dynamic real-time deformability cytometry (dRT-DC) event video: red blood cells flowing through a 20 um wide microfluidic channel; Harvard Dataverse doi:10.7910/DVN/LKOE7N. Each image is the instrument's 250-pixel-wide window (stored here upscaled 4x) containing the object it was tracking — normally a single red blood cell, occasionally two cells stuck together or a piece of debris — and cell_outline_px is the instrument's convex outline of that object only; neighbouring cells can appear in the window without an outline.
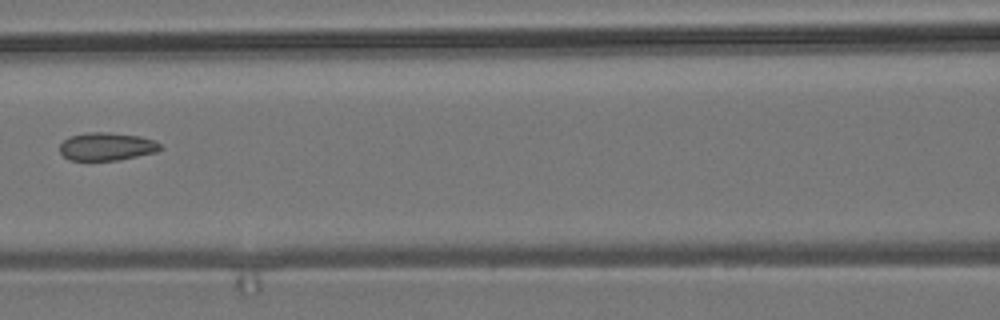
{"species": "common noctule bat (a hibernating species)", "species_latin": "Nyctalus noctula", "temperature_condition": "room temperature", "stored_images_in_passage": 7, "camera_frame_rate_fps": 3000, "um_per_image_px": 0.085, "animal": {"sex": "male", "body_mass_g": 19.2, "forearm_length_mm": 51.8}, "frame": {"image": 1, "passage_image": 7, "time_ms": 7.333, "image_size_px": [1000, 320], "cell_outline_px": [[164, 148], [156, 152], [120, 160], [68, 160], [60, 152], [60, 144], [64, 140], [72, 136], [88, 132], [108, 132], [140, 136], [152, 140], [160, 144]], "centroid_in_image_um": [9.08, 12.46], "position_along_channel_um": 157.5, "area_um2": 16.36}}